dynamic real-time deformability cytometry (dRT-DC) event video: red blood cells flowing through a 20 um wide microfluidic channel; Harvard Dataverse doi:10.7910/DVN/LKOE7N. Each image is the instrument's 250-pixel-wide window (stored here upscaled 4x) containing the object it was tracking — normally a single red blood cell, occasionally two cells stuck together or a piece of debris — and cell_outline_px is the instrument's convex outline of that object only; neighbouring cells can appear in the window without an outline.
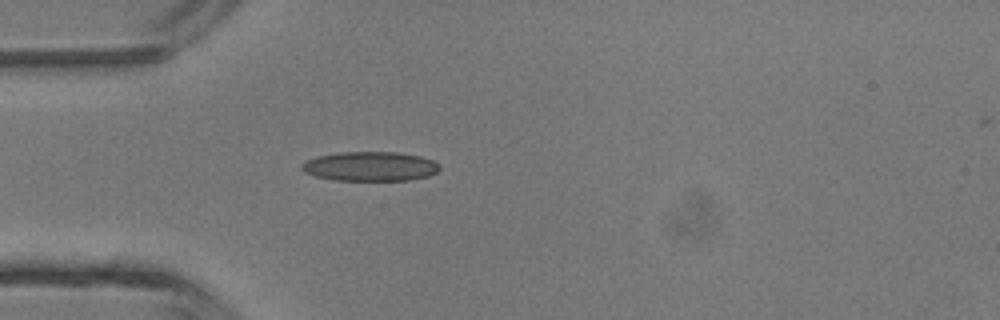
{"species": "common noctule bat (a hibernating species)", "species_latin": "Nyctalus noctula", "temperature_condition": "room temperature", "stored_images_in_passage": 3, "camera_frame_rate_fps": 3000, "um_per_image_px": 0.085, "animal": {"sex": "male", "body_mass_g": 13.3}, "frame": {"image": 1, "passage_image": 3, "time_ms": 2.333, "image_size_px": [1000, 320], "cell_outline_px": [[440, 168], [436, 172], [428, 176], [412, 180], [332, 180], [316, 176], [304, 172], [300, 168], [300, 164], [304, 160], [316, 156], [340, 152], [396, 152], [420, 156], [432, 160], [440, 164]], "centroid_in_image_um": [31.43, 14.14], "position_along_channel_um": 53.6, "area_um2": 23.81}}